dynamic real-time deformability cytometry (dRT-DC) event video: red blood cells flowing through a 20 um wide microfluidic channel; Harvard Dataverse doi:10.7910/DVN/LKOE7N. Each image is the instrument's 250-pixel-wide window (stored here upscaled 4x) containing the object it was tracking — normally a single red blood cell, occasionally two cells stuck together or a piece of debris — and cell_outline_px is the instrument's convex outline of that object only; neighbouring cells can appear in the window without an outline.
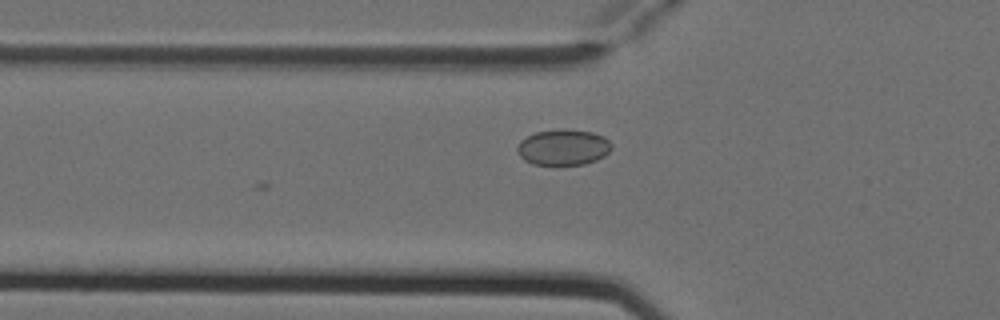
{"species": "Egyptian fruit bat (a non-hibernating species)", "species_latin": "Rousettus aegyptiacus", "temperature_condition": "cold", "stored_images_in_passage": 3, "camera_frame_rate_fps": 3000, "um_per_image_px": 0.085, "animal": {"sex": "female"}, "frame": {"image": 1, "passage_image": 3, "time_ms": 0.667, "image_size_px": [1000, 320], "cell_outline_px": [[612, 148], [604, 156], [596, 160], [584, 164], [532, 164], [524, 160], [520, 156], [516, 148], [520, 140], [536, 132], [560, 128], [564, 128], [592, 132], [604, 136], [612, 144]], "centroid_in_image_um": [47.88, 12.5], "position_along_channel_um": 77.9, "area_um2": 19.77}}